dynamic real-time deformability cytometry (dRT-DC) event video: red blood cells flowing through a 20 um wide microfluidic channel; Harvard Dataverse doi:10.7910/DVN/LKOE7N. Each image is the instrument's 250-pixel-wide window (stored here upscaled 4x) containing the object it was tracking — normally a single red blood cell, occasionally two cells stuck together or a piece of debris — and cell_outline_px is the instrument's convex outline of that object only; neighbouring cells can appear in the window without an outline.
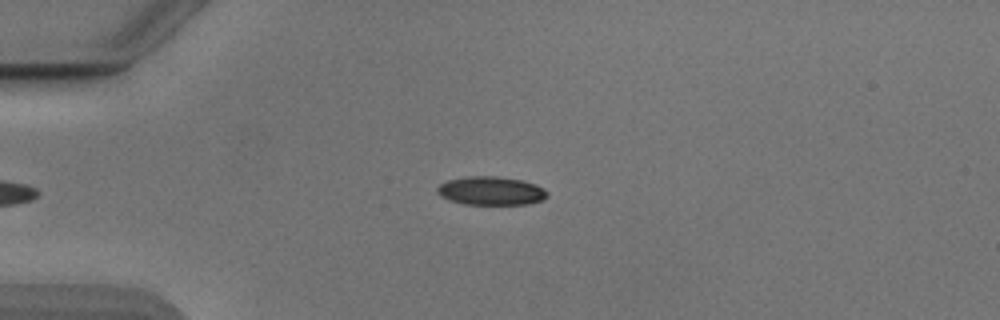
{"species": "Egyptian fruit bat (a non-hibernating species)", "species_latin": "Rousettus aegyptiacus", "temperature_condition": "cold", "stored_images_in_passage": 47, "camera_frame_rate_fps": 3000, "um_per_image_px": 0.085, "animal": {"sex": "male"}, "frame": {"image": 1, "passage_image": 12, "time_ms": 3.667, "image_size_px": [1000, 320], "cell_outline_px": [[548, 196], [544, 200], [528, 204], [464, 204], [440, 196], [436, 192], [436, 188], [440, 184], [448, 180], [468, 176], [496, 176], [520, 180], [536, 184], [544, 188], [548, 192]], "centroid_in_image_um": [41.76, 16.22], "position_along_channel_um": 43.2, "area_um2": 18.32}}
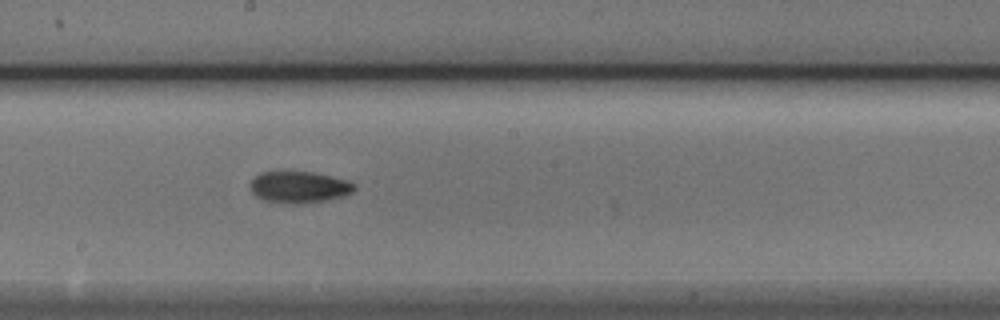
{"frame": {"image": 2, "passage_image": 28, "time_ms": 9.0, "image_size_px": [1000, 320], "cell_outline_px": [[356, 188], [352, 192], [344, 196], [328, 200], [300, 204], [288, 204], [264, 200], [256, 196], [252, 192], [252, 180], [260, 172], [312, 172], [348, 180], [356, 184]], "centroid_in_image_um": [25.47, 15.92], "position_along_channel_um": 222.7, "area_um2": 19.13}}
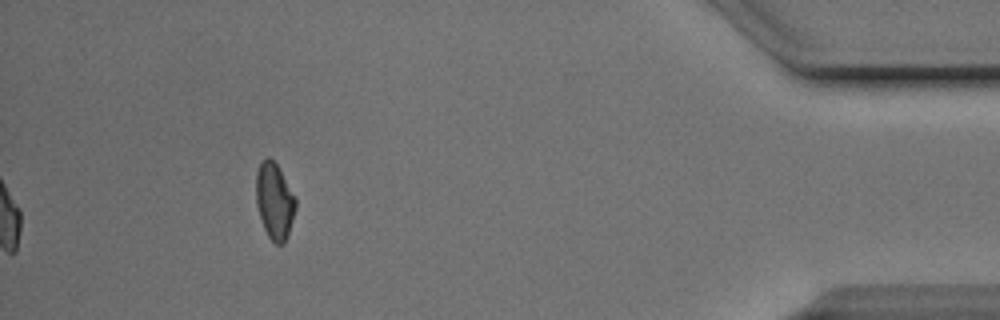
{"frame": {"image": 3, "passage_image": 47, "time_ms": 15.333, "image_size_px": [1000, 320], "cell_outline_px": [[296, 208], [288, 236], [284, 244], [276, 244], [268, 236], [264, 228], [256, 204], [256, 172], [260, 164], [268, 156], [276, 164], [296, 196]], "centroid_in_image_um": [23.35, 17.11], "position_along_channel_um": 411.9, "area_um2": 17.57}, "authors_computed_cell_mechanics": {"area_um2": 18.0336, "velocity_mm_per_s": 3.8801, "shape_relaxation_time_tau1_ms": 2.7992, "shape_relaxation_time_tau2_ms": 10.9446, "deformation_change_tau1": 0.1309, "deformation_change_tau2": 0.1871}}